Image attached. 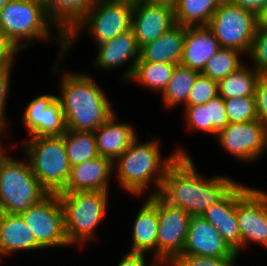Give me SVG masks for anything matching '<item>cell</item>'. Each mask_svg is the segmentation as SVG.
<instances>
[{"mask_svg": "<svg viewBox=\"0 0 267 266\" xmlns=\"http://www.w3.org/2000/svg\"><path fill=\"white\" fill-rule=\"evenodd\" d=\"M62 137L71 167L99 156L93 131H73L67 129Z\"/></svg>", "mask_w": 267, "mask_h": 266, "instance_id": "obj_30", "label": "cell"}, {"mask_svg": "<svg viewBox=\"0 0 267 266\" xmlns=\"http://www.w3.org/2000/svg\"><path fill=\"white\" fill-rule=\"evenodd\" d=\"M133 6L123 3L95 2L86 17L65 38L66 54L77 43L81 32H87L92 43L101 44L132 28Z\"/></svg>", "mask_w": 267, "mask_h": 266, "instance_id": "obj_8", "label": "cell"}, {"mask_svg": "<svg viewBox=\"0 0 267 266\" xmlns=\"http://www.w3.org/2000/svg\"><path fill=\"white\" fill-rule=\"evenodd\" d=\"M175 24L174 9L171 5L140 0L133 6L132 30L140 48L159 38Z\"/></svg>", "mask_w": 267, "mask_h": 266, "instance_id": "obj_17", "label": "cell"}, {"mask_svg": "<svg viewBox=\"0 0 267 266\" xmlns=\"http://www.w3.org/2000/svg\"><path fill=\"white\" fill-rule=\"evenodd\" d=\"M94 135L99 156L108 158L112 162L138 137L134 126L127 121L120 122L115 113L94 131Z\"/></svg>", "mask_w": 267, "mask_h": 266, "instance_id": "obj_20", "label": "cell"}, {"mask_svg": "<svg viewBox=\"0 0 267 266\" xmlns=\"http://www.w3.org/2000/svg\"><path fill=\"white\" fill-rule=\"evenodd\" d=\"M220 44L208 26L185 27V39L180 65L202 72L206 63L220 49Z\"/></svg>", "mask_w": 267, "mask_h": 266, "instance_id": "obj_21", "label": "cell"}, {"mask_svg": "<svg viewBox=\"0 0 267 266\" xmlns=\"http://www.w3.org/2000/svg\"><path fill=\"white\" fill-rule=\"evenodd\" d=\"M147 254L137 252H126L117 266H165V263H159L155 258L147 261ZM151 262V263H150ZM148 263V265H147Z\"/></svg>", "mask_w": 267, "mask_h": 266, "instance_id": "obj_41", "label": "cell"}, {"mask_svg": "<svg viewBox=\"0 0 267 266\" xmlns=\"http://www.w3.org/2000/svg\"><path fill=\"white\" fill-rule=\"evenodd\" d=\"M249 64L260 74H267V29L257 28L248 55Z\"/></svg>", "mask_w": 267, "mask_h": 266, "instance_id": "obj_35", "label": "cell"}, {"mask_svg": "<svg viewBox=\"0 0 267 266\" xmlns=\"http://www.w3.org/2000/svg\"><path fill=\"white\" fill-rule=\"evenodd\" d=\"M185 39V27L173 25L153 42L140 48V58L137 62H163L179 64Z\"/></svg>", "mask_w": 267, "mask_h": 266, "instance_id": "obj_24", "label": "cell"}, {"mask_svg": "<svg viewBox=\"0 0 267 266\" xmlns=\"http://www.w3.org/2000/svg\"><path fill=\"white\" fill-rule=\"evenodd\" d=\"M143 204L132 222V239L129 252L151 253L156 259L158 230L157 195L144 197Z\"/></svg>", "mask_w": 267, "mask_h": 266, "instance_id": "obj_22", "label": "cell"}, {"mask_svg": "<svg viewBox=\"0 0 267 266\" xmlns=\"http://www.w3.org/2000/svg\"><path fill=\"white\" fill-rule=\"evenodd\" d=\"M257 119L267 126V74H260L255 88Z\"/></svg>", "mask_w": 267, "mask_h": 266, "instance_id": "obj_38", "label": "cell"}, {"mask_svg": "<svg viewBox=\"0 0 267 266\" xmlns=\"http://www.w3.org/2000/svg\"><path fill=\"white\" fill-rule=\"evenodd\" d=\"M44 249L36 242L33 232L20 214L0 212V261L13 253Z\"/></svg>", "mask_w": 267, "mask_h": 266, "instance_id": "obj_19", "label": "cell"}, {"mask_svg": "<svg viewBox=\"0 0 267 266\" xmlns=\"http://www.w3.org/2000/svg\"><path fill=\"white\" fill-rule=\"evenodd\" d=\"M203 216L240 255L241 234L236 218V185L220 201L209 207Z\"/></svg>", "mask_w": 267, "mask_h": 266, "instance_id": "obj_23", "label": "cell"}, {"mask_svg": "<svg viewBox=\"0 0 267 266\" xmlns=\"http://www.w3.org/2000/svg\"><path fill=\"white\" fill-rule=\"evenodd\" d=\"M208 28L220 47L238 50L248 57L257 29V16L230 0H223L212 15Z\"/></svg>", "mask_w": 267, "mask_h": 266, "instance_id": "obj_9", "label": "cell"}, {"mask_svg": "<svg viewBox=\"0 0 267 266\" xmlns=\"http://www.w3.org/2000/svg\"><path fill=\"white\" fill-rule=\"evenodd\" d=\"M199 74L200 72L196 70L177 64L167 87L161 94L163 106L168 110L180 107L181 104L183 107Z\"/></svg>", "mask_w": 267, "mask_h": 266, "instance_id": "obj_29", "label": "cell"}, {"mask_svg": "<svg viewBox=\"0 0 267 266\" xmlns=\"http://www.w3.org/2000/svg\"><path fill=\"white\" fill-rule=\"evenodd\" d=\"M20 53L21 51L0 28V65H14L15 57Z\"/></svg>", "mask_w": 267, "mask_h": 266, "instance_id": "obj_40", "label": "cell"}, {"mask_svg": "<svg viewBox=\"0 0 267 266\" xmlns=\"http://www.w3.org/2000/svg\"><path fill=\"white\" fill-rule=\"evenodd\" d=\"M257 28L267 29V6L257 16Z\"/></svg>", "mask_w": 267, "mask_h": 266, "instance_id": "obj_44", "label": "cell"}, {"mask_svg": "<svg viewBox=\"0 0 267 266\" xmlns=\"http://www.w3.org/2000/svg\"><path fill=\"white\" fill-rule=\"evenodd\" d=\"M186 151L184 146H178L163 157L160 140L146 133L144 142L137 137L113 162V176L122 190L136 198L158 195L167 167L178 155H190Z\"/></svg>", "mask_w": 267, "mask_h": 266, "instance_id": "obj_2", "label": "cell"}, {"mask_svg": "<svg viewBox=\"0 0 267 266\" xmlns=\"http://www.w3.org/2000/svg\"><path fill=\"white\" fill-rule=\"evenodd\" d=\"M215 140L236 161L252 164L267 152V126L258 119L229 123L217 133Z\"/></svg>", "mask_w": 267, "mask_h": 266, "instance_id": "obj_12", "label": "cell"}, {"mask_svg": "<svg viewBox=\"0 0 267 266\" xmlns=\"http://www.w3.org/2000/svg\"><path fill=\"white\" fill-rule=\"evenodd\" d=\"M260 73L248 63L218 82L219 95L225 100L243 96L255 97Z\"/></svg>", "mask_w": 267, "mask_h": 266, "instance_id": "obj_28", "label": "cell"}, {"mask_svg": "<svg viewBox=\"0 0 267 266\" xmlns=\"http://www.w3.org/2000/svg\"><path fill=\"white\" fill-rule=\"evenodd\" d=\"M217 95H219L218 82L200 73L189 92L185 105L206 104Z\"/></svg>", "mask_w": 267, "mask_h": 266, "instance_id": "obj_34", "label": "cell"}, {"mask_svg": "<svg viewBox=\"0 0 267 266\" xmlns=\"http://www.w3.org/2000/svg\"><path fill=\"white\" fill-rule=\"evenodd\" d=\"M96 0H47L45 11L49 21L66 38L86 17Z\"/></svg>", "mask_w": 267, "mask_h": 266, "instance_id": "obj_25", "label": "cell"}, {"mask_svg": "<svg viewBox=\"0 0 267 266\" xmlns=\"http://www.w3.org/2000/svg\"><path fill=\"white\" fill-rule=\"evenodd\" d=\"M109 193L102 191L57 193L64 210L66 238L71 247H84L85 243L97 240V228L103 225L101 223L109 208Z\"/></svg>", "mask_w": 267, "mask_h": 266, "instance_id": "obj_5", "label": "cell"}, {"mask_svg": "<svg viewBox=\"0 0 267 266\" xmlns=\"http://www.w3.org/2000/svg\"><path fill=\"white\" fill-rule=\"evenodd\" d=\"M158 230L156 260L170 263L182 254L189 227L190 214L167 204L157 195Z\"/></svg>", "mask_w": 267, "mask_h": 266, "instance_id": "obj_13", "label": "cell"}, {"mask_svg": "<svg viewBox=\"0 0 267 266\" xmlns=\"http://www.w3.org/2000/svg\"><path fill=\"white\" fill-rule=\"evenodd\" d=\"M19 158L9 154L0 165V212L20 214L49 194L27 158Z\"/></svg>", "mask_w": 267, "mask_h": 266, "instance_id": "obj_7", "label": "cell"}, {"mask_svg": "<svg viewBox=\"0 0 267 266\" xmlns=\"http://www.w3.org/2000/svg\"><path fill=\"white\" fill-rule=\"evenodd\" d=\"M141 1H144L147 3L167 4L173 7L177 0H141Z\"/></svg>", "mask_w": 267, "mask_h": 266, "instance_id": "obj_46", "label": "cell"}, {"mask_svg": "<svg viewBox=\"0 0 267 266\" xmlns=\"http://www.w3.org/2000/svg\"><path fill=\"white\" fill-rule=\"evenodd\" d=\"M165 266H172L170 263H165Z\"/></svg>", "mask_w": 267, "mask_h": 266, "instance_id": "obj_49", "label": "cell"}, {"mask_svg": "<svg viewBox=\"0 0 267 266\" xmlns=\"http://www.w3.org/2000/svg\"><path fill=\"white\" fill-rule=\"evenodd\" d=\"M238 182L223 175L207 178L197 171L191 155H178L166 169L158 196L189 214L203 215Z\"/></svg>", "mask_w": 267, "mask_h": 266, "instance_id": "obj_1", "label": "cell"}, {"mask_svg": "<svg viewBox=\"0 0 267 266\" xmlns=\"http://www.w3.org/2000/svg\"><path fill=\"white\" fill-rule=\"evenodd\" d=\"M229 123L257 120L255 97L243 96L224 100Z\"/></svg>", "mask_w": 267, "mask_h": 266, "instance_id": "obj_32", "label": "cell"}, {"mask_svg": "<svg viewBox=\"0 0 267 266\" xmlns=\"http://www.w3.org/2000/svg\"><path fill=\"white\" fill-rule=\"evenodd\" d=\"M14 65H0V116H2L6 121V109L7 100L9 98L11 90V78L13 73Z\"/></svg>", "mask_w": 267, "mask_h": 266, "instance_id": "obj_39", "label": "cell"}, {"mask_svg": "<svg viewBox=\"0 0 267 266\" xmlns=\"http://www.w3.org/2000/svg\"><path fill=\"white\" fill-rule=\"evenodd\" d=\"M97 2L123 3L135 6L140 0H96Z\"/></svg>", "mask_w": 267, "mask_h": 266, "instance_id": "obj_45", "label": "cell"}, {"mask_svg": "<svg viewBox=\"0 0 267 266\" xmlns=\"http://www.w3.org/2000/svg\"><path fill=\"white\" fill-rule=\"evenodd\" d=\"M95 47L97 52L94 56L93 67L106 72V70L111 69L110 71H112L124 67L125 64L129 65L122 70L123 74L120 77V80L127 84L140 58V46L132 28L109 41L95 45Z\"/></svg>", "mask_w": 267, "mask_h": 266, "instance_id": "obj_15", "label": "cell"}, {"mask_svg": "<svg viewBox=\"0 0 267 266\" xmlns=\"http://www.w3.org/2000/svg\"><path fill=\"white\" fill-rule=\"evenodd\" d=\"M20 121L28 132L27 138L36 136H62L66 124L56 94H41L27 103Z\"/></svg>", "mask_w": 267, "mask_h": 266, "instance_id": "obj_14", "label": "cell"}, {"mask_svg": "<svg viewBox=\"0 0 267 266\" xmlns=\"http://www.w3.org/2000/svg\"><path fill=\"white\" fill-rule=\"evenodd\" d=\"M8 121H6L2 116H0V147H7L4 144V141H2L1 136H3L5 134H9V127L10 126L8 123ZM4 133V134H3Z\"/></svg>", "mask_w": 267, "mask_h": 266, "instance_id": "obj_43", "label": "cell"}, {"mask_svg": "<svg viewBox=\"0 0 267 266\" xmlns=\"http://www.w3.org/2000/svg\"><path fill=\"white\" fill-rule=\"evenodd\" d=\"M10 0H0V9L6 5Z\"/></svg>", "mask_w": 267, "mask_h": 266, "instance_id": "obj_48", "label": "cell"}, {"mask_svg": "<svg viewBox=\"0 0 267 266\" xmlns=\"http://www.w3.org/2000/svg\"><path fill=\"white\" fill-rule=\"evenodd\" d=\"M242 52L231 48L221 47L219 51L208 60L201 74L219 82L232 72L237 71L246 62Z\"/></svg>", "mask_w": 267, "mask_h": 266, "instance_id": "obj_31", "label": "cell"}, {"mask_svg": "<svg viewBox=\"0 0 267 266\" xmlns=\"http://www.w3.org/2000/svg\"><path fill=\"white\" fill-rule=\"evenodd\" d=\"M236 218L241 234V253L254 243L267 247V191L238 182Z\"/></svg>", "mask_w": 267, "mask_h": 266, "instance_id": "obj_10", "label": "cell"}, {"mask_svg": "<svg viewBox=\"0 0 267 266\" xmlns=\"http://www.w3.org/2000/svg\"><path fill=\"white\" fill-rule=\"evenodd\" d=\"M223 0H177L175 23L184 27L208 26L212 15Z\"/></svg>", "mask_w": 267, "mask_h": 266, "instance_id": "obj_26", "label": "cell"}, {"mask_svg": "<svg viewBox=\"0 0 267 266\" xmlns=\"http://www.w3.org/2000/svg\"><path fill=\"white\" fill-rule=\"evenodd\" d=\"M233 4L258 16L267 6V0H230Z\"/></svg>", "mask_w": 267, "mask_h": 266, "instance_id": "obj_42", "label": "cell"}, {"mask_svg": "<svg viewBox=\"0 0 267 266\" xmlns=\"http://www.w3.org/2000/svg\"><path fill=\"white\" fill-rule=\"evenodd\" d=\"M237 259L180 254L170 264L172 266H237Z\"/></svg>", "mask_w": 267, "mask_h": 266, "instance_id": "obj_36", "label": "cell"}, {"mask_svg": "<svg viewBox=\"0 0 267 266\" xmlns=\"http://www.w3.org/2000/svg\"><path fill=\"white\" fill-rule=\"evenodd\" d=\"M21 149L40 184L48 193H59L70 174V163L62 136L26 138Z\"/></svg>", "mask_w": 267, "mask_h": 266, "instance_id": "obj_6", "label": "cell"}, {"mask_svg": "<svg viewBox=\"0 0 267 266\" xmlns=\"http://www.w3.org/2000/svg\"><path fill=\"white\" fill-rule=\"evenodd\" d=\"M0 28L20 51H25L37 43L53 42L55 39L59 44L57 52L59 56H56L52 73L57 76L58 72H62L59 67L63 59L68 56L65 37L49 21L44 1L10 0L0 9ZM54 31L57 34L53 36Z\"/></svg>", "mask_w": 267, "mask_h": 266, "instance_id": "obj_4", "label": "cell"}, {"mask_svg": "<svg viewBox=\"0 0 267 266\" xmlns=\"http://www.w3.org/2000/svg\"><path fill=\"white\" fill-rule=\"evenodd\" d=\"M206 105L208 106L209 122L212 124V136L216 138L217 133L229 124L224 99L217 95L211 98Z\"/></svg>", "mask_w": 267, "mask_h": 266, "instance_id": "obj_37", "label": "cell"}, {"mask_svg": "<svg viewBox=\"0 0 267 266\" xmlns=\"http://www.w3.org/2000/svg\"><path fill=\"white\" fill-rule=\"evenodd\" d=\"M9 149L7 147H0V165L2 164L3 160L9 155Z\"/></svg>", "mask_w": 267, "mask_h": 266, "instance_id": "obj_47", "label": "cell"}, {"mask_svg": "<svg viewBox=\"0 0 267 266\" xmlns=\"http://www.w3.org/2000/svg\"><path fill=\"white\" fill-rule=\"evenodd\" d=\"M184 123L187 130L212 135V124L209 122L208 106L206 104L184 105Z\"/></svg>", "mask_w": 267, "mask_h": 266, "instance_id": "obj_33", "label": "cell"}, {"mask_svg": "<svg viewBox=\"0 0 267 266\" xmlns=\"http://www.w3.org/2000/svg\"><path fill=\"white\" fill-rule=\"evenodd\" d=\"M20 215L43 249L71 247L66 238L64 210L57 193H49Z\"/></svg>", "mask_w": 267, "mask_h": 266, "instance_id": "obj_11", "label": "cell"}, {"mask_svg": "<svg viewBox=\"0 0 267 266\" xmlns=\"http://www.w3.org/2000/svg\"><path fill=\"white\" fill-rule=\"evenodd\" d=\"M60 76L57 99L61 104L66 129L94 132L115 113L107 92L89 73L67 70Z\"/></svg>", "mask_w": 267, "mask_h": 266, "instance_id": "obj_3", "label": "cell"}, {"mask_svg": "<svg viewBox=\"0 0 267 266\" xmlns=\"http://www.w3.org/2000/svg\"><path fill=\"white\" fill-rule=\"evenodd\" d=\"M182 254L239 258L219 231L204 219L203 215L190 214L189 227Z\"/></svg>", "mask_w": 267, "mask_h": 266, "instance_id": "obj_16", "label": "cell"}, {"mask_svg": "<svg viewBox=\"0 0 267 266\" xmlns=\"http://www.w3.org/2000/svg\"><path fill=\"white\" fill-rule=\"evenodd\" d=\"M113 162L97 156L79 165L72 166L66 186L60 192H110Z\"/></svg>", "mask_w": 267, "mask_h": 266, "instance_id": "obj_18", "label": "cell"}, {"mask_svg": "<svg viewBox=\"0 0 267 266\" xmlns=\"http://www.w3.org/2000/svg\"><path fill=\"white\" fill-rule=\"evenodd\" d=\"M177 64L163 62H137L134 71L127 81L138 83L152 93L162 94L167 87Z\"/></svg>", "mask_w": 267, "mask_h": 266, "instance_id": "obj_27", "label": "cell"}]
</instances>
